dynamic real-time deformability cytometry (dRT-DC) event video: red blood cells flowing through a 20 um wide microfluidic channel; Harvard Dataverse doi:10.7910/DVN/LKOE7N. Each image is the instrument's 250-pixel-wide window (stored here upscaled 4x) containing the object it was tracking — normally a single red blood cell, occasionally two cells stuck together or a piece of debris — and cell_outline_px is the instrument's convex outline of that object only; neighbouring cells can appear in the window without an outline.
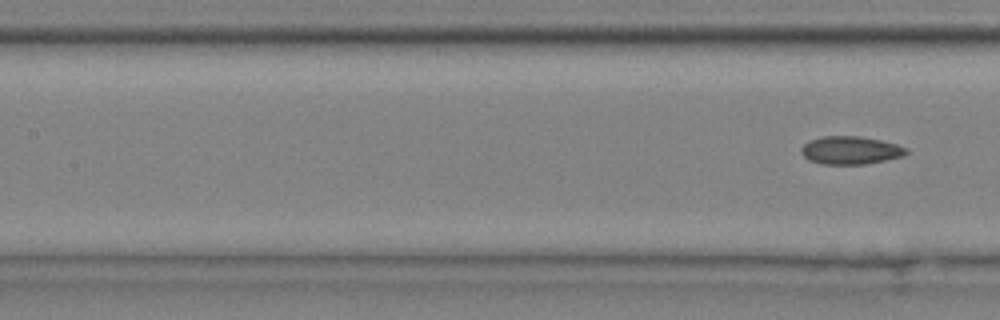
{"species": "common noctule bat (a hibernating species)", "species_latin": "Nyctalus noctula", "temperature_condition": "cold", "stored_images_in_passage": 8, "segment_of_instrument_passage": [2, 2], "camera_frame_rate_fps": 3000, "um_per_image_px": 0.085, "animal": {"sex": "male", "body_mass_g": 20.4}, "frame": {"image": 1, "passage_image": 8, "time_ms": 2.333, "image_size_px": [1000, 320], "cell_outline_px": [[908, 152], [904, 156], [864, 164], [820, 164], [808, 160], [800, 152], [800, 148], [804, 144], [812, 140], [824, 136], [860, 136], [880, 140], [896, 144], [908, 148]], "centroid_in_image_um": [72.29, 12.78], "position_along_channel_um": 135.1, "area_um2": 17.11}}